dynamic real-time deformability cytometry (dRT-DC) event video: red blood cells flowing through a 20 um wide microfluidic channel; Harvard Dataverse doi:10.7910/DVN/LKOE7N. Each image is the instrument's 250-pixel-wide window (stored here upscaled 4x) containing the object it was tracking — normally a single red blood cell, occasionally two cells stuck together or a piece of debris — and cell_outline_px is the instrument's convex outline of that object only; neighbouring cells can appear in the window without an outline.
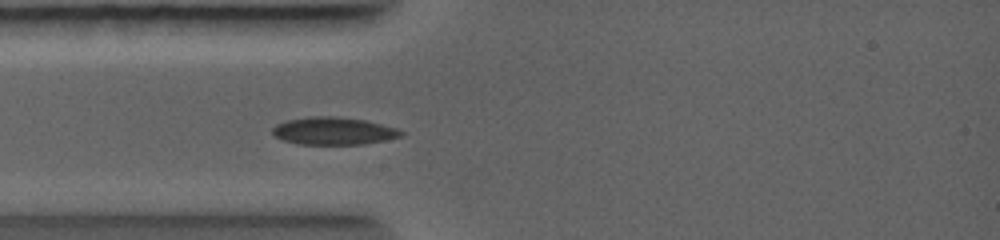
{"species": "common noctule bat (a hibernating species)", "species_latin": "Nyctalus noctula", "temperature_condition": "warm", "stored_images_in_passage": 5, "camera_frame_rate_fps": 5000, "um_per_image_px": 0.085, "animal": {"sex": "female", "body_mass_g": 19.0, "forearm_length_mm": 56.7}, "frame": {"image": 1, "passage_image": 3, "time_ms": 1.8, "image_size_px": [1000, 240], "cell_outline_px": [[404, 132], [400, 136], [360, 144], [296, 144], [284, 140], [276, 136], [272, 132], [272, 128], [288, 120], [320, 116], [332, 116], [364, 120], [392, 128]], "centroid_in_image_um": [28.29, 11.14], "position_along_channel_um": 56.7, "area_um2": 19.77}}
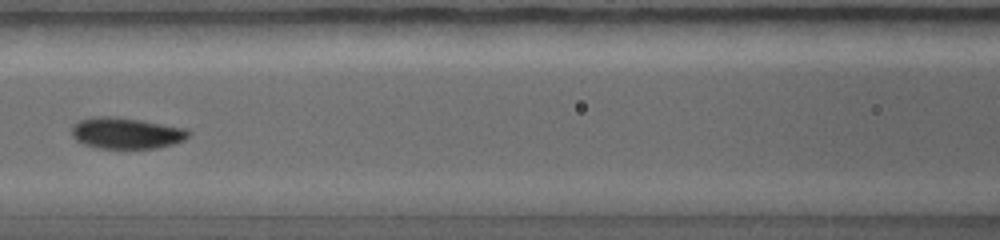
{"frame": {"image": 2, "passage_image": 5, "time_ms": 3.4, "image_size_px": [1000, 240], "cell_outline_px": [[188, 136], [172, 144], [156, 148], [100, 148], [84, 144], [76, 140], [72, 132], [76, 124], [84, 120], [136, 120], [180, 128], [188, 132]], "centroid_in_image_um": [10.75, 11.4], "position_along_channel_um": 155.8, "area_um2": 19.19}}